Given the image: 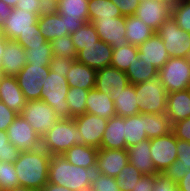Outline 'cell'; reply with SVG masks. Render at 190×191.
<instances>
[{
    "instance_id": "6da1fadb",
    "label": "cell",
    "mask_w": 190,
    "mask_h": 191,
    "mask_svg": "<svg viewBox=\"0 0 190 191\" xmlns=\"http://www.w3.org/2000/svg\"><path fill=\"white\" fill-rule=\"evenodd\" d=\"M51 155L44 149L21 151L14 162L19 185L42 189L48 182Z\"/></svg>"
},
{
    "instance_id": "7a4b0ae2",
    "label": "cell",
    "mask_w": 190,
    "mask_h": 191,
    "mask_svg": "<svg viewBox=\"0 0 190 191\" xmlns=\"http://www.w3.org/2000/svg\"><path fill=\"white\" fill-rule=\"evenodd\" d=\"M95 170L75 166L64 155H52L49 163L48 182L64 186L71 191H89Z\"/></svg>"
},
{
    "instance_id": "3957f363",
    "label": "cell",
    "mask_w": 190,
    "mask_h": 191,
    "mask_svg": "<svg viewBox=\"0 0 190 191\" xmlns=\"http://www.w3.org/2000/svg\"><path fill=\"white\" fill-rule=\"evenodd\" d=\"M74 145H83V139L73 118L59 119L41 137V148L51 156L62 155Z\"/></svg>"
},
{
    "instance_id": "277c9868",
    "label": "cell",
    "mask_w": 190,
    "mask_h": 191,
    "mask_svg": "<svg viewBox=\"0 0 190 191\" xmlns=\"http://www.w3.org/2000/svg\"><path fill=\"white\" fill-rule=\"evenodd\" d=\"M135 93L140 113H166L168 92L158 77L136 84Z\"/></svg>"
},
{
    "instance_id": "5b68a950",
    "label": "cell",
    "mask_w": 190,
    "mask_h": 191,
    "mask_svg": "<svg viewBox=\"0 0 190 191\" xmlns=\"http://www.w3.org/2000/svg\"><path fill=\"white\" fill-rule=\"evenodd\" d=\"M63 74L50 71L41 88V100L50 105L60 119H71L66 97L69 90Z\"/></svg>"
},
{
    "instance_id": "8992f818",
    "label": "cell",
    "mask_w": 190,
    "mask_h": 191,
    "mask_svg": "<svg viewBox=\"0 0 190 191\" xmlns=\"http://www.w3.org/2000/svg\"><path fill=\"white\" fill-rule=\"evenodd\" d=\"M168 93L190 89V64L187 58H172L158 72Z\"/></svg>"
},
{
    "instance_id": "52a82bcc",
    "label": "cell",
    "mask_w": 190,
    "mask_h": 191,
    "mask_svg": "<svg viewBox=\"0 0 190 191\" xmlns=\"http://www.w3.org/2000/svg\"><path fill=\"white\" fill-rule=\"evenodd\" d=\"M163 40L166 51L172 58H187L190 52V33L178 27L170 16L156 31Z\"/></svg>"
},
{
    "instance_id": "ba28073f",
    "label": "cell",
    "mask_w": 190,
    "mask_h": 191,
    "mask_svg": "<svg viewBox=\"0 0 190 191\" xmlns=\"http://www.w3.org/2000/svg\"><path fill=\"white\" fill-rule=\"evenodd\" d=\"M20 115L41 137L60 119L53 108L43 100L27 101Z\"/></svg>"
},
{
    "instance_id": "9c48e42d",
    "label": "cell",
    "mask_w": 190,
    "mask_h": 191,
    "mask_svg": "<svg viewBox=\"0 0 190 191\" xmlns=\"http://www.w3.org/2000/svg\"><path fill=\"white\" fill-rule=\"evenodd\" d=\"M50 73V67L27 63L16 76L27 101L41 100V88Z\"/></svg>"
},
{
    "instance_id": "30bf717a",
    "label": "cell",
    "mask_w": 190,
    "mask_h": 191,
    "mask_svg": "<svg viewBox=\"0 0 190 191\" xmlns=\"http://www.w3.org/2000/svg\"><path fill=\"white\" fill-rule=\"evenodd\" d=\"M38 18L35 13L13 8L12 14L1 27L2 35L8 40H16L19 36L38 34L40 33Z\"/></svg>"
},
{
    "instance_id": "8fae6325",
    "label": "cell",
    "mask_w": 190,
    "mask_h": 191,
    "mask_svg": "<svg viewBox=\"0 0 190 191\" xmlns=\"http://www.w3.org/2000/svg\"><path fill=\"white\" fill-rule=\"evenodd\" d=\"M89 0H55L51 6L60 15L65 16L66 31L74 34L85 23L89 22Z\"/></svg>"
},
{
    "instance_id": "7c38bea8",
    "label": "cell",
    "mask_w": 190,
    "mask_h": 191,
    "mask_svg": "<svg viewBox=\"0 0 190 191\" xmlns=\"http://www.w3.org/2000/svg\"><path fill=\"white\" fill-rule=\"evenodd\" d=\"M8 141L20 151H33L41 148V136L20 114L7 128Z\"/></svg>"
},
{
    "instance_id": "4fadbf2b",
    "label": "cell",
    "mask_w": 190,
    "mask_h": 191,
    "mask_svg": "<svg viewBox=\"0 0 190 191\" xmlns=\"http://www.w3.org/2000/svg\"><path fill=\"white\" fill-rule=\"evenodd\" d=\"M91 24L95 27L99 38L113 49L124 47L128 44L126 40L125 16L107 19L97 18Z\"/></svg>"
},
{
    "instance_id": "5bb4252c",
    "label": "cell",
    "mask_w": 190,
    "mask_h": 191,
    "mask_svg": "<svg viewBox=\"0 0 190 191\" xmlns=\"http://www.w3.org/2000/svg\"><path fill=\"white\" fill-rule=\"evenodd\" d=\"M150 155L156 172L163 173L165 169L177 160L176 137L173 132L150 139Z\"/></svg>"
},
{
    "instance_id": "9a60e30c",
    "label": "cell",
    "mask_w": 190,
    "mask_h": 191,
    "mask_svg": "<svg viewBox=\"0 0 190 191\" xmlns=\"http://www.w3.org/2000/svg\"><path fill=\"white\" fill-rule=\"evenodd\" d=\"M73 119L81 133L83 145L99 149L108 120L90 113Z\"/></svg>"
},
{
    "instance_id": "2e32d148",
    "label": "cell",
    "mask_w": 190,
    "mask_h": 191,
    "mask_svg": "<svg viewBox=\"0 0 190 191\" xmlns=\"http://www.w3.org/2000/svg\"><path fill=\"white\" fill-rule=\"evenodd\" d=\"M127 149H98L95 172L116 178L129 162Z\"/></svg>"
},
{
    "instance_id": "e0dca14e",
    "label": "cell",
    "mask_w": 190,
    "mask_h": 191,
    "mask_svg": "<svg viewBox=\"0 0 190 191\" xmlns=\"http://www.w3.org/2000/svg\"><path fill=\"white\" fill-rule=\"evenodd\" d=\"M113 48L101 39L85 46L77 53L76 60L95 70L111 66Z\"/></svg>"
},
{
    "instance_id": "ac0fdd59",
    "label": "cell",
    "mask_w": 190,
    "mask_h": 191,
    "mask_svg": "<svg viewBox=\"0 0 190 191\" xmlns=\"http://www.w3.org/2000/svg\"><path fill=\"white\" fill-rule=\"evenodd\" d=\"M135 16L156 32L171 16V8L159 0H142L138 4Z\"/></svg>"
},
{
    "instance_id": "d6986e66",
    "label": "cell",
    "mask_w": 190,
    "mask_h": 191,
    "mask_svg": "<svg viewBox=\"0 0 190 191\" xmlns=\"http://www.w3.org/2000/svg\"><path fill=\"white\" fill-rule=\"evenodd\" d=\"M26 56V50L16 40H8L1 59L3 75L16 77L27 64Z\"/></svg>"
},
{
    "instance_id": "ffe728a7",
    "label": "cell",
    "mask_w": 190,
    "mask_h": 191,
    "mask_svg": "<svg viewBox=\"0 0 190 191\" xmlns=\"http://www.w3.org/2000/svg\"><path fill=\"white\" fill-rule=\"evenodd\" d=\"M138 56L155 66L157 70H160L170 58L163 40L156 32L138 46Z\"/></svg>"
},
{
    "instance_id": "44dd1931",
    "label": "cell",
    "mask_w": 190,
    "mask_h": 191,
    "mask_svg": "<svg viewBox=\"0 0 190 191\" xmlns=\"http://www.w3.org/2000/svg\"><path fill=\"white\" fill-rule=\"evenodd\" d=\"M37 23L40 34H42L48 42H52L55 38L69 35L65 29V16L60 15L52 7H49L39 16Z\"/></svg>"
},
{
    "instance_id": "7402d4cb",
    "label": "cell",
    "mask_w": 190,
    "mask_h": 191,
    "mask_svg": "<svg viewBox=\"0 0 190 191\" xmlns=\"http://www.w3.org/2000/svg\"><path fill=\"white\" fill-rule=\"evenodd\" d=\"M0 100L11 110L21 114L27 100L15 76H3L1 78Z\"/></svg>"
},
{
    "instance_id": "603a6c76",
    "label": "cell",
    "mask_w": 190,
    "mask_h": 191,
    "mask_svg": "<svg viewBox=\"0 0 190 191\" xmlns=\"http://www.w3.org/2000/svg\"><path fill=\"white\" fill-rule=\"evenodd\" d=\"M110 98L114 101L117 116L123 118L140 114L136 102L135 85L129 84L125 89H112L109 92Z\"/></svg>"
},
{
    "instance_id": "cb8c5ba5",
    "label": "cell",
    "mask_w": 190,
    "mask_h": 191,
    "mask_svg": "<svg viewBox=\"0 0 190 191\" xmlns=\"http://www.w3.org/2000/svg\"><path fill=\"white\" fill-rule=\"evenodd\" d=\"M129 163L143 175L157 174L150 153V139H145L127 148Z\"/></svg>"
},
{
    "instance_id": "d4e9b609",
    "label": "cell",
    "mask_w": 190,
    "mask_h": 191,
    "mask_svg": "<svg viewBox=\"0 0 190 191\" xmlns=\"http://www.w3.org/2000/svg\"><path fill=\"white\" fill-rule=\"evenodd\" d=\"M128 76L125 72L120 71L113 66H106L97 70L95 88L109 95V92L114 89H125L129 85Z\"/></svg>"
},
{
    "instance_id": "484cf974",
    "label": "cell",
    "mask_w": 190,
    "mask_h": 191,
    "mask_svg": "<svg viewBox=\"0 0 190 191\" xmlns=\"http://www.w3.org/2000/svg\"><path fill=\"white\" fill-rule=\"evenodd\" d=\"M124 137H125V118L115 115L108 119L100 148L126 149Z\"/></svg>"
},
{
    "instance_id": "4316f807",
    "label": "cell",
    "mask_w": 190,
    "mask_h": 191,
    "mask_svg": "<svg viewBox=\"0 0 190 191\" xmlns=\"http://www.w3.org/2000/svg\"><path fill=\"white\" fill-rule=\"evenodd\" d=\"M166 115L171 124L190 117V89L168 93Z\"/></svg>"
},
{
    "instance_id": "83f0119b",
    "label": "cell",
    "mask_w": 190,
    "mask_h": 191,
    "mask_svg": "<svg viewBox=\"0 0 190 191\" xmlns=\"http://www.w3.org/2000/svg\"><path fill=\"white\" fill-rule=\"evenodd\" d=\"M86 113L94 114L104 119L116 115L114 101L96 88L90 89L86 98Z\"/></svg>"
},
{
    "instance_id": "f1b7e54d",
    "label": "cell",
    "mask_w": 190,
    "mask_h": 191,
    "mask_svg": "<svg viewBox=\"0 0 190 191\" xmlns=\"http://www.w3.org/2000/svg\"><path fill=\"white\" fill-rule=\"evenodd\" d=\"M97 70L74 60L66 79L69 87H79L83 89H93L96 84Z\"/></svg>"
},
{
    "instance_id": "f546056e",
    "label": "cell",
    "mask_w": 190,
    "mask_h": 191,
    "mask_svg": "<svg viewBox=\"0 0 190 191\" xmlns=\"http://www.w3.org/2000/svg\"><path fill=\"white\" fill-rule=\"evenodd\" d=\"M62 155H64L69 163L75 166L86 169H96L98 148L85 145H74Z\"/></svg>"
},
{
    "instance_id": "4dcf8cb0",
    "label": "cell",
    "mask_w": 190,
    "mask_h": 191,
    "mask_svg": "<svg viewBox=\"0 0 190 191\" xmlns=\"http://www.w3.org/2000/svg\"><path fill=\"white\" fill-rule=\"evenodd\" d=\"M126 40L129 44L140 46L155 31L135 15L125 16Z\"/></svg>"
},
{
    "instance_id": "1f68e13d",
    "label": "cell",
    "mask_w": 190,
    "mask_h": 191,
    "mask_svg": "<svg viewBox=\"0 0 190 191\" xmlns=\"http://www.w3.org/2000/svg\"><path fill=\"white\" fill-rule=\"evenodd\" d=\"M125 144L126 149L147 138L145 132V113L125 117Z\"/></svg>"
},
{
    "instance_id": "d6a6232c",
    "label": "cell",
    "mask_w": 190,
    "mask_h": 191,
    "mask_svg": "<svg viewBox=\"0 0 190 191\" xmlns=\"http://www.w3.org/2000/svg\"><path fill=\"white\" fill-rule=\"evenodd\" d=\"M158 72L155 66L139 57L129 65L125 74L128 76L129 83L136 85L158 77Z\"/></svg>"
},
{
    "instance_id": "836d02e7",
    "label": "cell",
    "mask_w": 190,
    "mask_h": 191,
    "mask_svg": "<svg viewBox=\"0 0 190 191\" xmlns=\"http://www.w3.org/2000/svg\"><path fill=\"white\" fill-rule=\"evenodd\" d=\"M145 132L148 139L164 136L172 132V124L166 113H145Z\"/></svg>"
},
{
    "instance_id": "e575fe53",
    "label": "cell",
    "mask_w": 190,
    "mask_h": 191,
    "mask_svg": "<svg viewBox=\"0 0 190 191\" xmlns=\"http://www.w3.org/2000/svg\"><path fill=\"white\" fill-rule=\"evenodd\" d=\"M89 22L97 18L107 19L123 16L120 9L111 0L88 1Z\"/></svg>"
},
{
    "instance_id": "d590c367",
    "label": "cell",
    "mask_w": 190,
    "mask_h": 191,
    "mask_svg": "<svg viewBox=\"0 0 190 191\" xmlns=\"http://www.w3.org/2000/svg\"><path fill=\"white\" fill-rule=\"evenodd\" d=\"M138 56V47L132 44H127L124 47L113 49L111 66L126 72L129 65L135 61Z\"/></svg>"
},
{
    "instance_id": "8d00e7d4",
    "label": "cell",
    "mask_w": 190,
    "mask_h": 191,
    "mask_svg": "<svg viewBox=\"0 0 190 191\" xmlns=\"http://www.w3.org/2000/svg\"><path fill=\"white\" fill-rule=\"evenodd\" d=\"M89 90L70 87L66 97L69 105V113L72 118L86 113V98Z\"/></svg>"
},
{
    "instance_id": "74e56055",
    "label": "cell",
    "mask_w": 190,
    "mask_h": 191,
    "mask_svg": "<svg viewBox=\"0 0 190 191\" xmlns=\"http://www.w3.org/2000/svg\"><path fill=\"white\" fill-rule=\"evenodd\" d=\"M70 36L77 53L85 48V46H89L100 40L95 27L90 22L85 23Z\"/></svg>"
},
{
    "instance_id": "f35d334b",
    "label": "cell",
    "mask_w": 190,
    "mask_h": 191,
    "mask_svg": "<svg viewBox=\"0 0 190 191\" xmlns=\"http://www.w3.org/2000/svg\"><path fill=\"white\" fill-rule=\"evenodd\" d=\"M142 176L143 174L134 165L128 163L116 177L117 186L121 191H133Z\"/></svg>"
},
{
    "instance_id": "ab89813d",
    "label": "cell",
    "mask_w": 190,
    "mask_h": 191,
    "mask_svg": "<svg viewBox=\"0 0 190 191\" xmlns=\"http://www.w3.org/2000/svg\"><path fill=\"white\" fill-rule=\"evenodd\" d=\"M27 63L49 66L53 58L50 42L26 50Z\"/></svg>"
},
{
    "instance_id": "60d3db41",
    "label": "cell",
    "mask_w": 190,
    "mask_h": 191,
    "mask_svg": "<svg viewBox=\"0 0 190 191\" xmlns=\"http://www.w3.org/2000/svg\"><path fill=\"white\" fill-rule=\"evenodd\" d=\"M53 56L72 58L76 60L77 51L72 42L71 36H61L50 42Z\"/></svg>"
},
{
    "instance_id": "b9f144b4",
    "label": "cell",
    "mask_w": 190,
    "mask_h": 191,
    "mask_svg": "<svg viewBox=\"0 0 190 191\" xmlns=\"http://www.w3.org/2000/svg\"><path fill=\"white\" fill-rule=\"evenodd\" d=\"M19 186L14 163L0 162V190L8 191Z\"/></svg>"
},
{
    "instance_id": "7bdbcfd3",
    "label": "cell",
    "mask_w": 190,
    "mask_h": 191,
    "mask_svg": "<svg viewBox=\"0 0 190 191\" xmlns=\"http://www.w3.org/2000/svg\"><path fill=\"white\" fill-rule=\"evenodd\" d=\"M171 16L178 27L190 33V1L185 0L171 9Z\"/></svg>"
},
{
    "instance_id": "ee69618b",
    "label": "cell",
    "mask_w": 190,
    "mask_h": 191,
    "mask_svg": "<svg viewBox=\"0 0 190 191\" xmlns=\"http://www.w3.org/2000/svg\"><path fill=\"white\" fill-rule=\"evenodd\" d=\"M21 151L8 141L6 131H0V162L14 163L20 155Z\"/></svg>"
},
{
    "instance_id": "f6af8a7d",
    "label": "cell",
    "mask_w": 190,
    "mask_h": 191,
    "mask_svg": "<svg viewBox=\"0 0 190 191\" xmlns=\"http://www.w3.org/2000/svg\"><path fill=\"white\" fill-rule=\"evenodd\" d=\"M89 191H121L117 186L116 178L95 172Z\"/></svg>"
},
{
    "instance_id": "bcb514c9",
    "label": "cell",
    "mask_w": 190,
    "mask_h": 191,
    "mask_svg": "<svg viewBox=\"0 0 190 191\" xmlns=\"http://www.w3.org/2000/svg\"><path fill=\"white\" fill-rule=\"evenodd\" d=\"M50 6L44 0H18L15 9H24L40 16Z\"/></svg>"
},
{
    "instance_id": "7dc6e473",
    "label": "cell",
    "mask_w": 190,
    "mask_h": 191,
    "mask_svg": "<svg viewBox=\"0 0 190 191\" xmlns=\"http://www.w3.org/2000/svg\"><path fill=\"white\" fill-rule=\"evenodd\" d=\"M177 161L185 169L190 171V142L176 138Z\"/></svg>"
},
{
    "instance_id": "c3c4849f",
    "label": "cell",
    "mask_w": 190,
    "mask_h": 191,
    "mask_svg": "<svg viewBox=\"0 0 190 191\" xmlns=\"http://www.w3.org/2000/svg\"><path fill=\"white\" fill-rule=\"evenodd\" d=\"M152 191H179L178 183L174 182L163 173L155 174L154 187Z\"/></svg>"
},
{
    "instance_id": "681fc988",
    "label": "cell",
    "mask_w": 190,
    "mask_h": 191,
    "mask_svg": "<svg viewBox=\"0 0 190 191\" xmlns=\"http://www.w3.org/2000/svg\"><path fill=\"white\" fill-rule=\"evenodd\" d=\"M74 60L72 58L53 56L49 65L50 71L63 74L66 77Z\"/></svg>"
},
{
    "instance_id": "f907efd6",
    "label": "cell",
    "mask_w": 190,
    "mask_h": 191,
    "mask_svg": "<svg viewBox=\"0 0 190 191\" xmlns=\"http://www.w3.org/2000/svg\"><path fill=\"white\" fill-rule=\"evenodd\" d=\"M172 132L177 139L190 142V117L173 123Z\"/></svg>"
},
{
    "instance_id": "816d5d0a",
    "label": "cell",
    "mask_w": 190,
    "mask_h": 191,
    "mask_svg": "<svg viewBox=\"0 0 190 191\" xmlns=\"http://www.w3.org/2000/svg\"><path fill=\"white\" fill-rule=\"evenodd\" d=\"M18 113L8 108L0 100V131H7V128L13 123Z\"/></svg>"
},
{
    "instance_id": "f5cc1de1",
    "label": "cell",
    "mask_w": 190,
    "mask_h": 191,
    "mask_svg": "<svg viewBox=\"0 0 190 191\" xmlns=\"http://www.w3.org/2000/svg\"><path fill=\"white\" fill-rule=\"evenodd\" d=\"M16 41L25 49H30V47H36L40 46L41 44H44L47 42L45 37L38 33V34H29V35H23L19 36Z\"/></svg>"
},
{
    "instance_id": "db71d44e",
    "label": "cell",
    "mask_w": 190,
    "mask_h": 191,
    "mask_svg": "<svg viewBox=\"0 0 190 191\" xmlns=\"http://www.w3.org/2000/svg\"><path fill=\"white\" fill-rule=\"evenodd\" d=\"M121 11L123 16L135 15L139 1L138 0H111Z\"/></svg>"
},
{
    "instance_id": "11a10c76",
    "label": "cell",
    "mask_w": 190,
    "mask_h": 191,
    "mask_svg": "<svg viewBox=\"0 0 190 191\" xmlns=\"http://www.w3.org/2000/svg\"><path fill=\"white\" fill-rule=\"evenodd\" d=\"M185 173V169L178 163L177 160H175L170 166L165 169V171H163V174L166 177H169L177 183L184 177Z\"/></svg>"
},
{
    "instance_id": "9f6ffc18",
    "label": "cell",
    "mask_w": 190,
    "mask_h": 191,
    "mask_svg": "<svg viewBox=\"0 0 190 191\" xmlns=\"http://www.w3.org/2000/svg\"><path fill=\"white\" fill-rule=\"evenodd\" d=\"M155 175H143L136 183L133 191H152L154 187Z\"/></svg>"
},
{
    "instance_id": "6f0895ef",
    "label": "cell",
    "mask_w": 190,
    "mask_h": 191,
    "mask_svg": "<svg viewBox=\"0 0 190 191\" xmlns=\"http://www.w3.org/2000/svg\"><path fill=\"white\" fill-rule=\"evenodd\" d=\"M13 8L0 0V28L6 19L12 14Z\"/></svg>"
},
{
    "instance_id": "680465c9",
    "label": "cell",
    "mask_w": 190,
    "mask_h": 191,
    "mask_svg": "<svg viewBox=\"0 0 190 191\" xmlns=\"http://www.w3.org/2000/svg\"><path fill=\"white\" fill-rule=\"evenodd\" d=\"M179 191H190V171L178 182Z\"/></svg>"
},
{
    "instance_id": "91938a15",
    "label": "cell",
    "mask_w": 190,
    "mask_h": 191,
    "mask_svg": "<svg viewBox=\"0 0 190 191\" xmlns=\"http://www.w3.org/2000/svg\"><path fill=\"white\" fill-rule=\"evenodd\" d=\"M42 191H71V190L64 186L55 185L50 182H47V184L42 188Z\"/></svg>"
},
{
    "instance_id": "94428289",
    "label": "cell",
    "mask_w": 190,
    "mask_h": 191,
    "mask_svg": "<svg viewBox=\"0 0 190 191\" xmlns=\"http://www.w3.org/2000/svg\"><path fill=\"white\" fill-rule=\"evenodd\" d=\"M8 39L4 36H0V68H1V59H2V54L4 53L5 50V45Z\"/></svg>"
},
{
    "instance_id": "6125c7cd",
    "label": "cell",
    "mask_w": 190,
    "mask_h": 191,
    "mask_svg": "<svg viewBox=\"0 0 190 191\" xmlns=\"http://www.w3.org/2000/svg\"><path fill=\"white\" fill-rule=\"evenodd\" d=\"M8 191H42V189H32L29 187L19 185L13 189L8 190Z\"/></svg>"
},
{
    "instance_id": "be15d7a7",
    "label": "cell",
    "mask_w": 190,
    "mask_h": 191,
    "mask_svg": "<svg viewBox=\"0 0 190 191\" xmlns=\"http://www.w3.org/2000/svg\"><path fill=\"white\" fill-rule=\"evenodd\" d=\"M162 2L164 5H167L171 9H173L176 6V0H159Z\"/></svg>"
},
{
    "instance_id": "e7e4bbea",
    "label": "cell",
    "mask_w": 190,
    "mask_h": 191,
    "mask_svg": "<svg viewBox=\"0 0 190 191\" xmlns=\"http://www.w3.org/2000/svg\"><path fill=\"white\" fill-rule=\"evenodd\" d=\"M4 3L9 5L12 8H15L18 0H2Z\"/></svg>"
},
{
    "instance_id": "03108f58",
    "label": "cell",
    "mask_w": 190,
    "mask_h": 191,
    "mask_svg": "<svg viewBox=\"0 0 190 191\" xmlns=\"http://www.w3.org/2000/svg\"><path fill=\"white\" fill-rule=\"evenodd\" d=\"M44 1L51 7L55 0H44Z\"/></svg>"
},
{
    "instance_id": "003e7915",
    "label": "cell",
    "mask_w": 190,
    "mask_h": 191,
    "mask_svg": "<svg viewBox=\"0 0 190 191\" xmlns=\"http://www.w3.org/2000/svg\"><path fill=\"white\" fill-rule=\"evenodd\" d=\"M3 72H2V69L0 68V81H1V78L3 77Z\"/></svg>"
},
{
    "instance_id": "a7ac6f4b",
    "label": "cell",
    "mask_w": 190,
    "mask_h": 191,
    "mask_svg": "<svg viewBox=\"0 0 190 191\" xmlns=\"http://www.w3.org/2000/svg\"><path fill=\"white\" fill-rule=\"evenodd\" d=\"M182 1H185V0H176V5H178V4L181 3Z\"/></svg>"
},
{
    "instance_id": "89a4df30",
    "label": "cell",
    "mask_w": 190,
    "mask_h": 191,
    "mask_svg": "<svg viewBox=\"0 0 190 191\" xmlns=\"http://www.w3.org/2000/svg\"><path fill=\"white\" fill-rule=\"evenodd\" d=\"M187 60H188V62H189V64H190V52H189V54H188V56H187Z\"/></svg>"
}]
</instances>
